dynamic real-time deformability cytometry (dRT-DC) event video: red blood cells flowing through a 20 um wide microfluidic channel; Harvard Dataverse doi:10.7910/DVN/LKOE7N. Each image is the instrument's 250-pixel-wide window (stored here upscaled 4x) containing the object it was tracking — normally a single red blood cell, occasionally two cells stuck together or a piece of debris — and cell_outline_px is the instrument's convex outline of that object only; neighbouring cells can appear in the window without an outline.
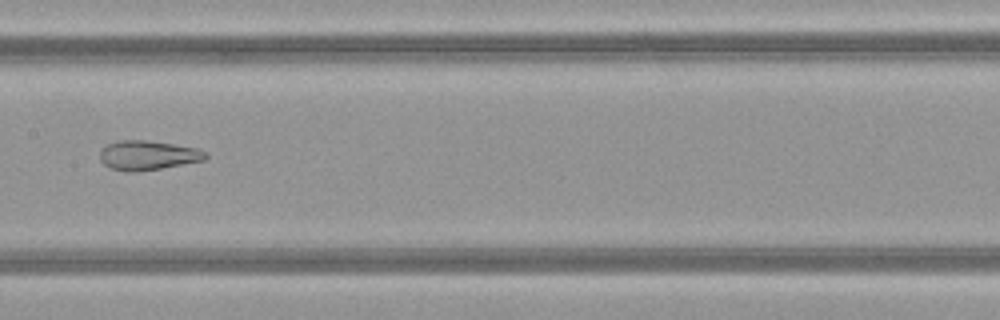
{"species": "common noctule bat (a hibernating species)", "species_latin": "Nyctalus noctula", "temperature_condition": "warm", "stored_images_in_passage": 44, "camera_frame_rate_fps": 3000, "um_per_image_px": 0.085, "animal": {"sex": "female", "body_mass_g": 21.9}, "frame": {"image": 1, "passage_image": 26, "time_ms": 8.333, "image_size_px": [1000, 320], "cell_outline_px": [[208, 156], [204, 160], [160, 168], [136, 172], [124, 172], [108, 168], [100, 160], [100, 152], [108, 144], [116, 140], [148, 140], [196, 148], [208, 152]], "centroid_in_image_um": [12.54, 13.2], "position_along_channel_um": 194.9, "area_um2": 18.15}, "authors_computed_cell_mechanics": {"area_um2": 23.0044, "velocity_mm_per_s": 4.1258, "shape_relaxation_time_tau1_ms": null, "shape_relaxation_time_tau2_ms": 1.4796, "deformation_change_tau1": null, "deformation_change_tau2": 0.1058}}